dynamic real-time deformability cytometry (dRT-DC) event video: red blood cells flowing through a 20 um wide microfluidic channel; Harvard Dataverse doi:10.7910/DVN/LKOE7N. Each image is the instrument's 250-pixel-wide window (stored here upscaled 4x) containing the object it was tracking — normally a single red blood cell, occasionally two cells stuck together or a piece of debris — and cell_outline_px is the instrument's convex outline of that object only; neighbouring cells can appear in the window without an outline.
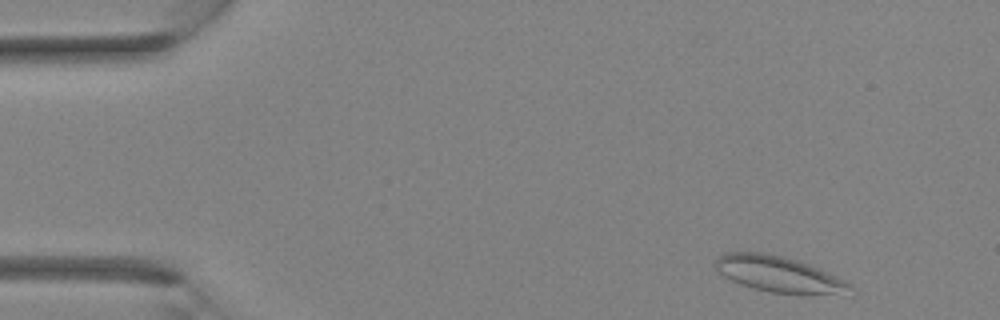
{"species": "Egyptian fruit bat (a non-hibernating species)", "species_latin": "Rousettus aegyptiacus", "temperature_condition": "room temperature", "stored_images_in_passage": 34, "camera_frame_rate_fps": 3000, "um_per_image_px": 0.085, "animal": {"sex": "female"}, "frame": {"image": 1, "passage_image": 2, "time_ms": 0.333, "image_size_px": [1000, 320], "cell_outline_px": [[856, 288], [812, 296], [804, 296], [772, 292], [752, 288], [740, 284], [724, 276], [716, 268], [716, 260], [724, 252], [764, 252], [784, 256], [820, 268], [852, 284]], "centroid_in_image_um": [66.19, 23.31], "position_along_channel_um": 18.8, "area_um2": 28.15}}
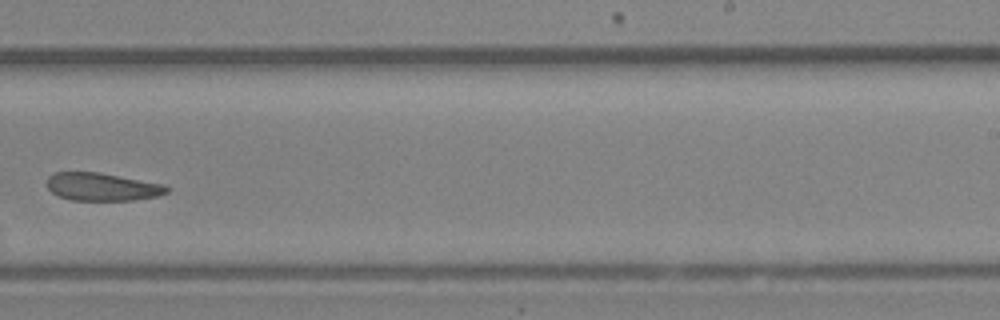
{"frame": {"image": 2, "passage_image": 21, "time_ms": 6.667, "image_size_px": [1000, 320], "cell_outline_px": [[172, 188], [168, 192], [156, 196], [132, 200], [72, 200], [60, 196], [52, 192], [48, 188], [48, 176], [56, 172], [100, 172], [164, 184]], "centroid_in_image_um": [8.72, 15.87], "position_along_channel_um": 280.3, "area_um2": 19.42}}
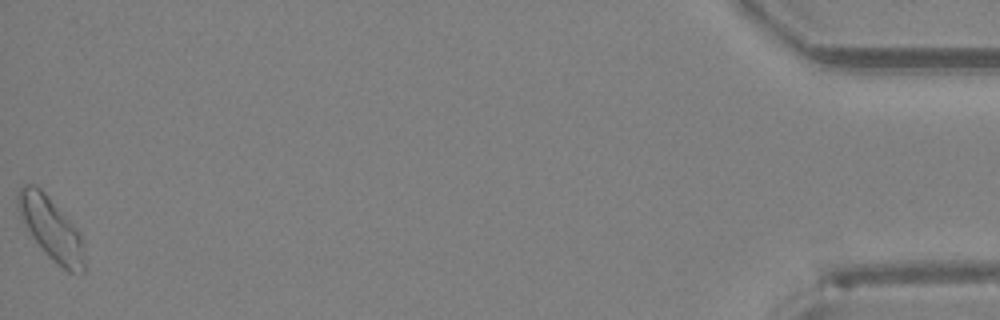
{"frame": {"image": 3, "passage_image": 34, "time_ms": 11.0, "image_size_px": [1000, 320], "cell_outline_px": [[84, 272], [68, 272], [48, 256], [44, 252], [32, 236], [16, 204], [16, 192], [24, 184], [32, 184], [40, 188], [48, 196], [80, 232], [84, 252]], "centroid_in_image_um": [4.35, 19.41], "position_along_channel_um": 430.9, "area_um2": 23.7}}